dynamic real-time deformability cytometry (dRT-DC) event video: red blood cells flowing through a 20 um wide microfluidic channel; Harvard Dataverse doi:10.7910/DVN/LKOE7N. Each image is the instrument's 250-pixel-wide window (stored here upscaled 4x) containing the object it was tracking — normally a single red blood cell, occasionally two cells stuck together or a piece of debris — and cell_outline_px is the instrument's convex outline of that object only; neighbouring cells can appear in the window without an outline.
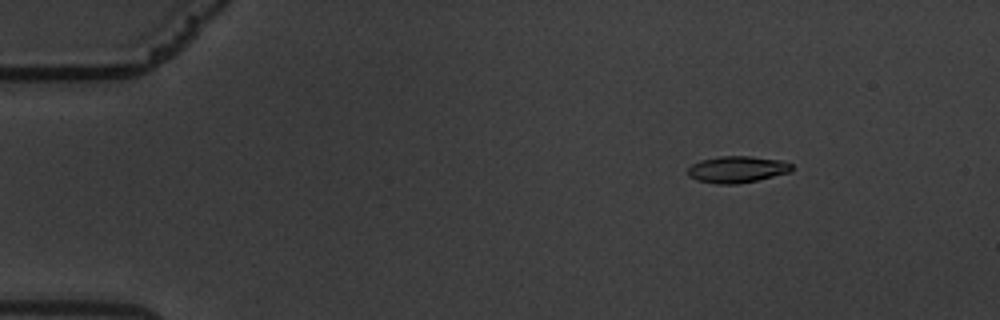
{"species": "common noctule bat (a hibernating species)", "species_latin": "Nyctalus noctula", "temperature_condition": "warm", "stored_images_in_passage": 55, "camera_frame_rate_fps": 3000, "um_per_image_px": 0.085, "animal": {"sex": "male", "body_mass_g": 19.5, "forearm_length_mm": 54.6}, "frame": {"image": 1, "passage_image": 3, "time_ms": 0.667, "image_size_px": [1000, 320], "cell_outline_px": [[792, 168], [788, 172], [756, 180], [736, 184], [716, 184], [696, 180], [688, 176], [688, 168], [692, 164], [700, 160], [720, 156], [748, 156], [780, 160], [792, 164]], "centroid_in_image_um": [62.59, 14.4], "position_along_channel_um": 22.4, "area_um2": 15.95}}
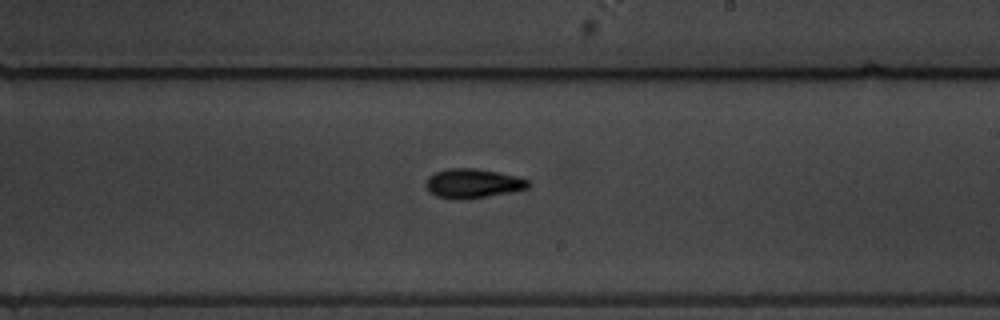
{"frame": {"image": 2, "passage_image": 31, "time_ms": 10.0, "image_size_px": [1000, 320], "cell_outline_px": [[532, 184], [528, 188], [512, 192], [488, 196], [460, 200], [436, 196], [424, 184], [428, 176], [436, 172], [448, 168], [476, 168], [516, 176], [528, 180]], "centroid_in_image_um": [40.2, 15.59], "position_along_channel_um": 248.8, "area_um2": 17.46}}
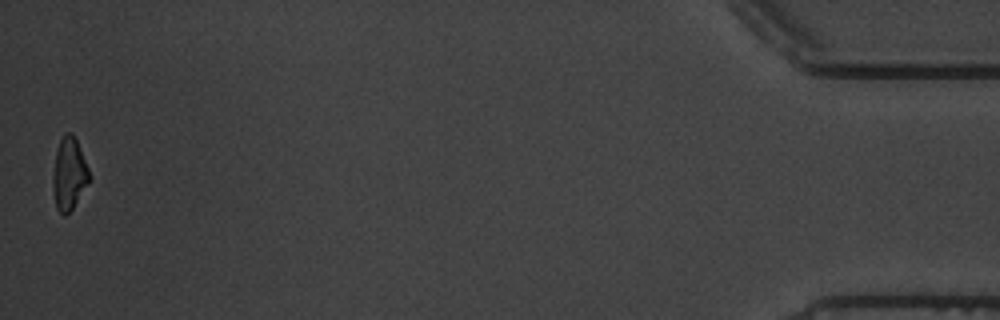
{"frame": {"image": 3, "passage_image": 55, "time_ms": 18.0, "image_size_px": [1000, 320], "cell_outline_px": [[92, 176], [88, 184], [72, 208], [64, 216], [56, 208], [52, 188], [52, 176], [56, 152], [60, 140], [64, 132], [72, 132], [76, 140]], "centroid_in_image_um": [5.87, 14.77], "position_along_channel_um": 429.3, "area_um2": 15.37}, "authors_computed_cell_mechanics": {"area_um2": 16.2996, "velocity_mm_per_s": 3.3758, "shape_relaxation_time_tau1_ms": 3.0517, "shape_relaxation_time_tau2_ms": 11.0349, "deformation_change_tau1": 0.166, "deformation_change_tau2": 0.2046}}